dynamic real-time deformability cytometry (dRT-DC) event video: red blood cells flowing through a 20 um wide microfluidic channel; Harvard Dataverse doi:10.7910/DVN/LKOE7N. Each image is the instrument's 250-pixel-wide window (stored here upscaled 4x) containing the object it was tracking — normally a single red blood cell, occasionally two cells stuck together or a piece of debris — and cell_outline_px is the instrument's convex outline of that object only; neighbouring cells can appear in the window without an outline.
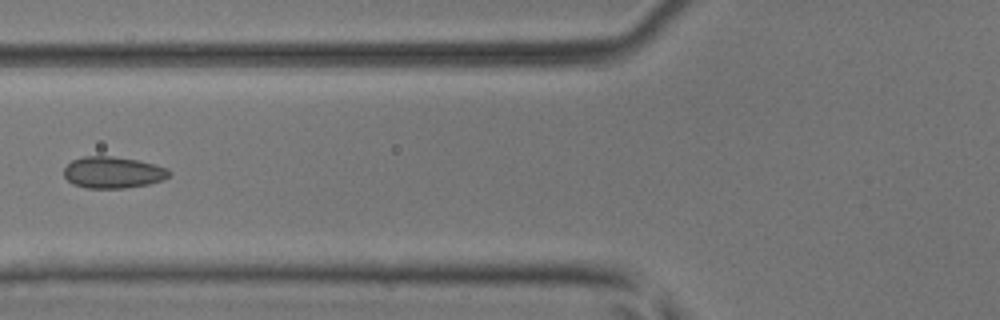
{"species": "common noctule bat (a hibernating species)", "species_latin": "Nyctalus noctula", "temperature_condition": "room temperature", "stored_images_in_passage": 7, "camera_frame_rate_fps": 3000, "um_per_image_px": 0.085, "animal": {"sex": "male", "body_mass_g": 17.9, "forearm_length_mm": 54.2}, "frame": {"image": 1, "passage_image": 6, "time_ms": 1.667, "image_size_px": [1000, 320], "cell_outline_px": [[172, 172], [168, 176], [160, 180], [148, 184], [124, 188], [88, 188], [72, 184], [64, 176], [64, 168], [72, 160], [84, 156], [112, 156], [136, 160], [168, 168]], "centroid_in_image_um": [9.57, 14.65], "position_along_channel_um": 116.2, "area_um2": 19.19}}
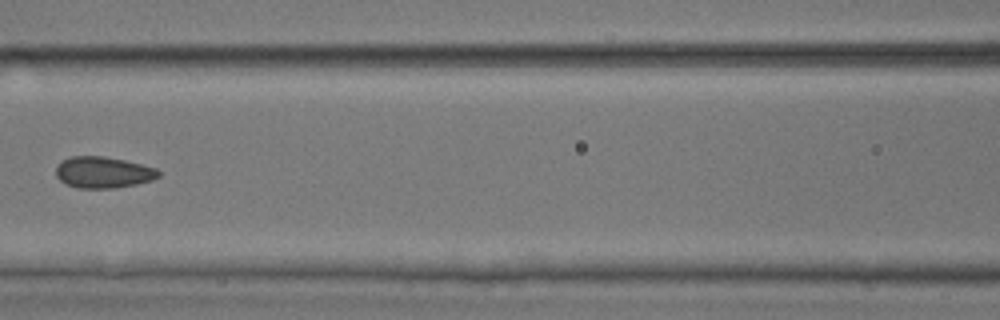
{"frame": {"image": 2, "passage_image": 7, "time_ms": 2.0, "image_size_px": [1000, 320], "cell_outline_px": [[160, 176], [152, 180], [136, 184], [112, 188], [76, 188], [64, 184], [56, 176], [56, 164], [72, 156], [104, 156], [124, 160], [156, 168], [160, 172]], "centroid_in_image_um": [8.74, 14.65], "position_along_channel_um": 157.9, "area_um2": 18.79}}